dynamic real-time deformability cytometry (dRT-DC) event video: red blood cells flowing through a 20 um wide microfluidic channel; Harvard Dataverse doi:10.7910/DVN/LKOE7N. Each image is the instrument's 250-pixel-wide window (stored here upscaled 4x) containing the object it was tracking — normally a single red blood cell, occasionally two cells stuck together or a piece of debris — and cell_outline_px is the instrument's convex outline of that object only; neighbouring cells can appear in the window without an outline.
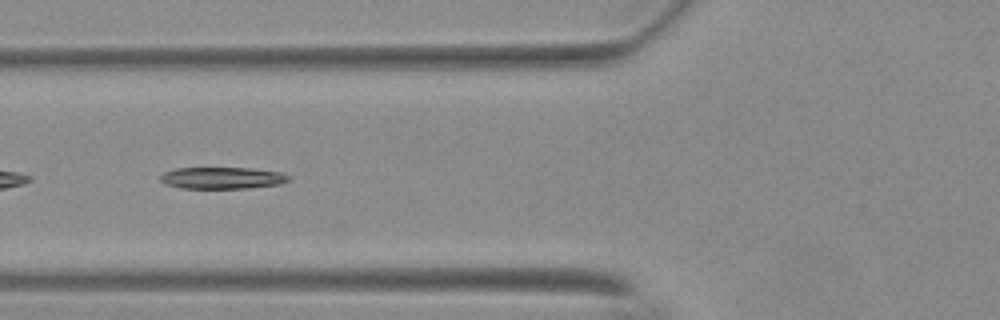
{"species": "Egyptian fruit bat (a non-hibernating species)", "species_latin": "Rousettus aegyptiacus", "temperature_condition": "warm", "stored_images_in_passage": 36, "camera_frame_rate_fps": 3000, "um_per_image_px": 0.085, "animal": {"sex": "female"}, "frame": {"image": 1, "passage_image": 6, "time_ms": 1.667, "image_size_px": [1000, 320], "cell_outline_px": [[292, 180], [280, 184], [248, 188], [180, 188], [164, 184], [160, 180], [160, 176], [164, 172], [176, 168], [252, 168], [280, 172], [288, 176]], "centroid_in_image_um": [18.88, 15.13], "position_along_channel_um": 106.9, "area_um2": 16.3}}
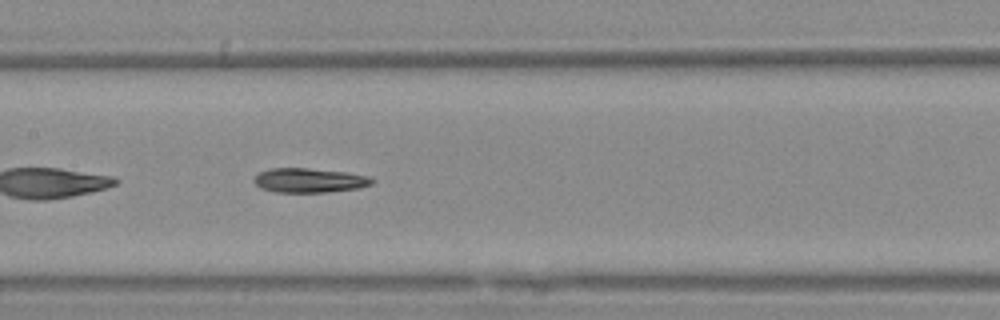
{"frame": {"image": 2, "passage_image": 12, "time_ms": 3.667, "image_size_px": [1000, 320], "cell_outline_px": [[376, 180], [372, 184], [360, 188], [328, 192], [276, 192], [260, 188], [252, 180], [260, 172], [272, 168], [308, 168], [344, 172], [368, 176]], "centroid_in_image_um": [26.31, 15.33], "position_along_channel_um": 181.1, "area_um2": 16.76}}
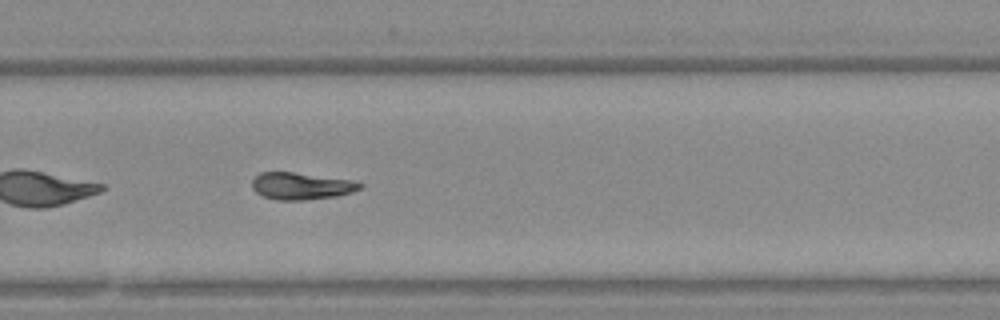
{"frame": {"image": 3, "passage_image": 22, "time_ms": 7.0, "image_size_px": [1000, 320], "cell_outline_px": [[364, 184], [360, 188], [352, 192], [336, 196], [304, 200], [276, 200], [264, 196], [256, 192], [252, 188], [252, 180], [260, 172], [292, 172], [352, 180]], "centroid_in_image_um": [25.59, 15.81], "position_along_channel_um": 304.2, "area_um2": 16.88}, "authors_computed_cell_mechanics": {"area_um2": 16.9065, "velocity_mm_per_s": 3.7042, "shape_relaxation_time_tau1_ms": 4.9395, "shape_relaxation_time_tau2_ms": 2.5274, "deformation_change_tau1": 0.1824, "deformation_change_tau2": 0.1114}}